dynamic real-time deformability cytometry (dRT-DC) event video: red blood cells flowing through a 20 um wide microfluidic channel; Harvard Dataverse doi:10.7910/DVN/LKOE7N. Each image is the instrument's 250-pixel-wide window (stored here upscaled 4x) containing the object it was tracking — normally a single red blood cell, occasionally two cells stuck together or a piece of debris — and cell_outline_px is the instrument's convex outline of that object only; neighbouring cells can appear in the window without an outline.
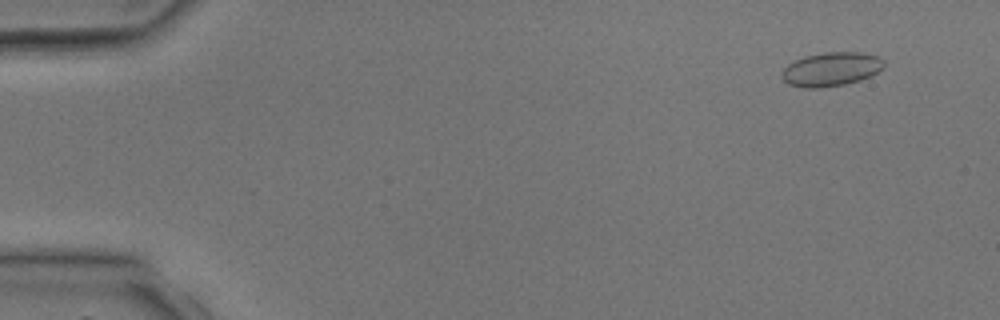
{"species": "common noctule bat (a hibernating species)", "species_latin": "Nyctalus noctula", "temperature_condition": "room temperature", "stored_images_in_passage": 4, "camera_frame_rate_fps": 3000, "um_per_image_px": 0.085, "animal": {"sex": "male", "body_mass_g": 17.9, "forearm_length_mm": 54.2}, "frame": {"image": 1, "passage_image": 4, "time_ms": 4.333, "image_size_px": [1000, 320], "cell_outline_px": [[884, 64], [876, 72], [860, 80], [844, 84], [816, 88], [804, 88], [788, 84], [780, 76], [780, 72], [788, 64], [804, 56], [824, 52], [860, 52], [876, 56], [884, 60]], "centroid_in_image_um": [70.59, 5.88], "position_along_channel_um": 14.4, "area_um2": 20.0}}